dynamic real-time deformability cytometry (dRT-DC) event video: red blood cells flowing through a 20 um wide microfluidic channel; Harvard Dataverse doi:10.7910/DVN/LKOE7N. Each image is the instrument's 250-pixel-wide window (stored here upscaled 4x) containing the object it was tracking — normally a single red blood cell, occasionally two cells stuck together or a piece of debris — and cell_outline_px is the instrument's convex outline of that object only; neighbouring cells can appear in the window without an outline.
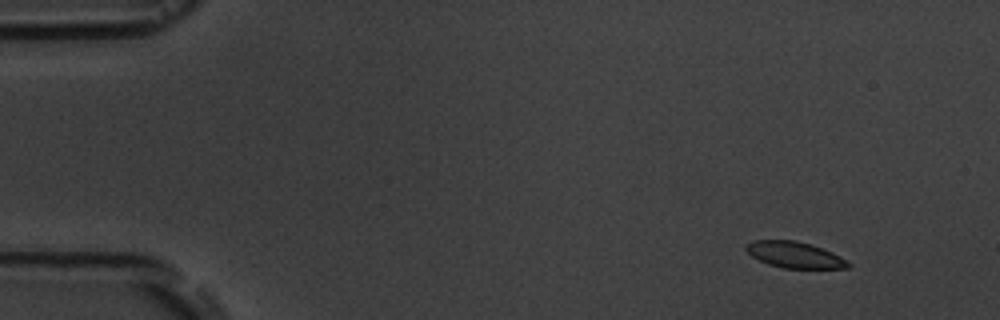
{"species": "common noctule bat (a hibernating species)", "species_latin": "Nyctalus noctula", "temperature_condition": "room temperature", "stored_images_in_passage": 7, "camera_frame_rate_fps": 3000, "um_per_image_px": 0.085, "animal": {"sex": "male", "body_mass_g": 19.5, "forearm_length_mm": 54.6}, "frame": {"image": 1, "passage_image": 2, "time_ms": 1.333, "image_size_px": [1000, 320], "cell_outline_px": [[852, 264], [848, 268], [784, 268], [768, 264], [752, 256], [744, 248], [744, 244], [752, 240], [792, 240], [812, 244], [832, 252], [848, 260]], "centroid_in_image_um": [67.55, 21.65], "position_along_channel_um": 17.5, "area_um2": 15.66}}
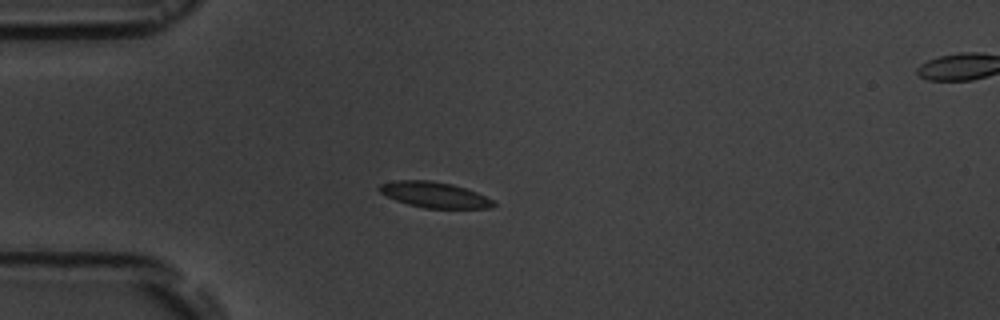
{"frame": {"image": 2, "passage_image": 5, "time_ms": 4.667, "image_size_px": [1000, 320], "cell_outline_px": [[496, 204], [492, 208], [424, 208], [408, 204], [396, 200], [380, 192], [376, 188], [380, 184], [396, 180], [428, 180], [452, 184], [476, 192], [492, 200]], "centroid_in_image_um": [36.9, 16.55], "position_along_channel_um": 48.1, "area_um2": 16.94}}
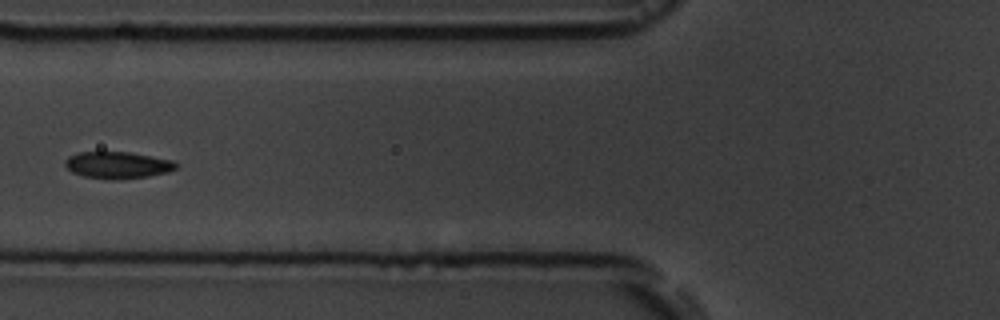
{"frame": {"image": 3, "passage_image": 7, "time_ms": 7.0, "image_size_px": [1000, 320], "cell_outline_px": [[180, 164], [176, 168], [168, 172], [148, 176], [120, 180], [112, 180], [84, 176], [72, 172], [64, 164], [64, 160], [68, 156], [76, 152], [128, 152], [172, 160]], "centroid_in_image_um": [9.99, 14.03], "position_along_channel_um": 115.8, "area_um2": 17.46}}